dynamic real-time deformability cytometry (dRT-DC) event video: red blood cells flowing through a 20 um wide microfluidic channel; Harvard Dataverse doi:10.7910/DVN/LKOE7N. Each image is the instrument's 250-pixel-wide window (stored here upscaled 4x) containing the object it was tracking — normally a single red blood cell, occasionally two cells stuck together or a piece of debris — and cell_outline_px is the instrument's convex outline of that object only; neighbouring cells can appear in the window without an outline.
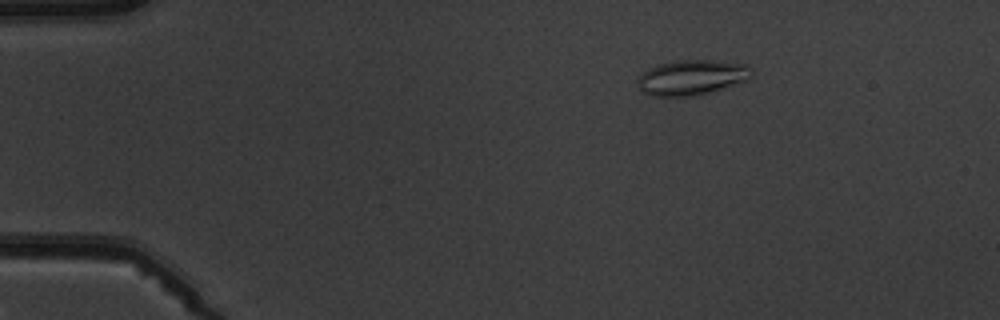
{"species": "common noctule bat (a hibernating species)", "species_latin": "Nyctalus noctula", "temperature_condition": "warm", "stored_images_in_passage": 7, "camera_frame_rate_fps": 3000, "um_per_image_px": 0.085, "animal": {"sex": "male", "body_mass_g": 19.5, "forearm_length_mm": 54.6}, "frame": {"image": 1, "passage_image": 3, "time_ms": 2.667, "image_size_px": [1000, 320], "cell_outline_px": [[752, 76], [744, 80], [708, 92], [692, 96], [652, 96], [640, 92], [636, 80], [648, 68], [660, 64], [676, 60], [712, 60], [744, 64], [752, 72]], "centroid_in_image_um": [58.7, 6.58], "position_along_channel_um": 26.3, "area_um2": 22.95}}
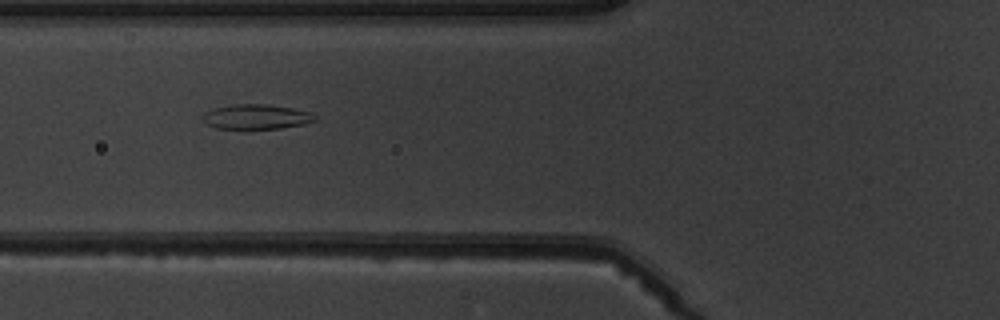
{"frame": {"image": 2, "passage_image": 6, "time_ms": 6.667, "image_size_px": [1000, 320], "cell_outline_px": [[316, 120], [304, 124], [280, 128], [216, 128], [200, 120], [200, 116], [204, 112], [216, 108], [236, 104], [264, 104], [292, 108], [312, 112], [316, 116]], "centroid_in_image_um": [21.77, 9.92], "position_along_channel_um": 104.0, "area_um2": 16.13}}
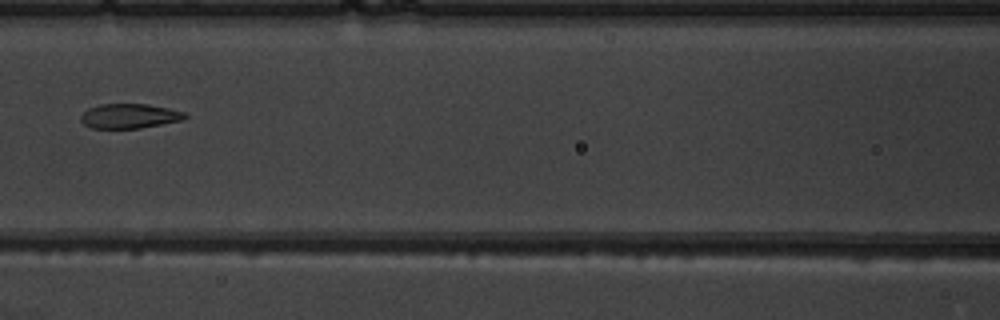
{"frame": {"image": 3, "passage_image": 7, "time_ms": 8.0, "image_size_px": [1000, 320], "cell_outline_px": [[188, 116], [180, 120], [140, 128], [92, 128], [84, 124], [80, 120], [80, 116], [88, 108], [100, 104], [148, 104], [168, 108], [184, 112]], "centroid_in_image_um": [10.96, 9.85], "position_along_channel_um": 155.6, "area_um2": 14.8}}